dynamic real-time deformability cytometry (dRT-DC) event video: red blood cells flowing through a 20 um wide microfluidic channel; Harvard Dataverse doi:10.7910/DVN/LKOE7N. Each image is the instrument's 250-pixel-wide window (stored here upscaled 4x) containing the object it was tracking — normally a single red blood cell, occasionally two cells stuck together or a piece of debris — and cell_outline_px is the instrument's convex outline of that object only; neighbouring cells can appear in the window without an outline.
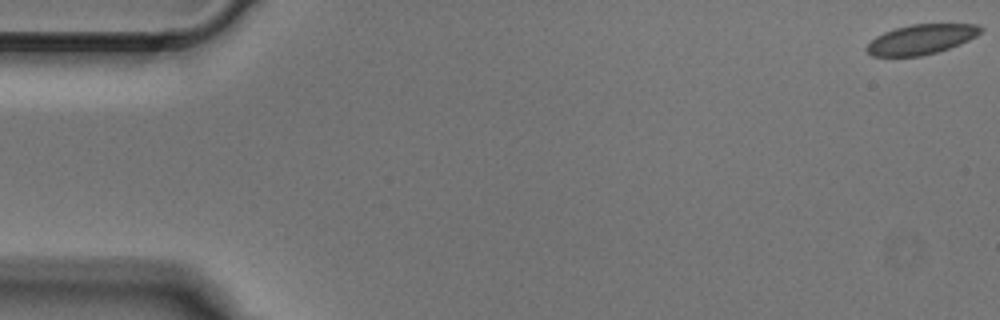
{"species": "Egyptian fruit bat (a non-hibernating species)", "species_latin": "Rousettus aegyptiacus", "temperature_condition": "cold", "stored_images_in_passage": 5, "camera_frame_rate_fps": 3000, "um_per_image_px": 0.085, "animal": {"sex": "male"}, "frame": {"image": 1, "passage_image": 1, "time_ms": 0.0, "image_size_px": [1000, 320], "cell_outline_px": [[984, 28], [976, 36], [960, 44], [936, 52], [920, 56], [872, 56], [864, 48], [876, 36], [884, 32], [896, 28], [912, 24], [976, 24]], "centroid_in_image_um": [78.29, 3.34], "position_along_channel_um": 6.7, "area_um2": 19.65}}
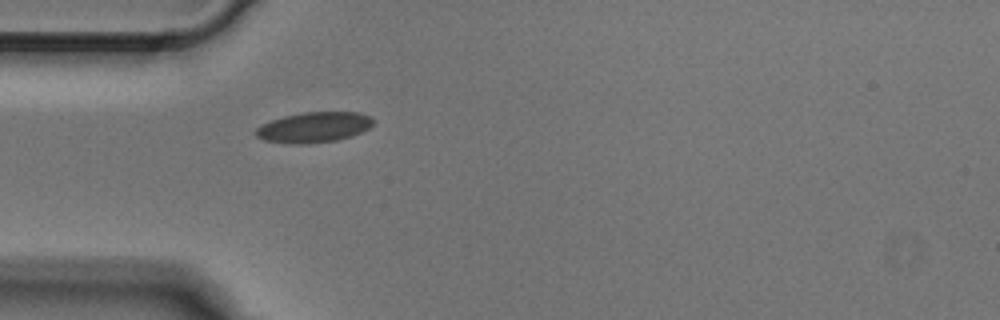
{"frame": {"image": 2, "passage_image": 5, "time_ms": 1.333, "image_size_px": [1000, 320], "cell_outline_px": [[376, 120], [368, 128], [352, 136], [336, 140], [308, 144], [288, 144], [264, 140], [256, 136], [252, 132], [260, 124], [284, 116], [304, 112], [360, 112], [372, 116]], "centroid_in_image_um": [26.67, 10.82], "position_along_channel_um": 58.3, "area_um2": 21.1}}